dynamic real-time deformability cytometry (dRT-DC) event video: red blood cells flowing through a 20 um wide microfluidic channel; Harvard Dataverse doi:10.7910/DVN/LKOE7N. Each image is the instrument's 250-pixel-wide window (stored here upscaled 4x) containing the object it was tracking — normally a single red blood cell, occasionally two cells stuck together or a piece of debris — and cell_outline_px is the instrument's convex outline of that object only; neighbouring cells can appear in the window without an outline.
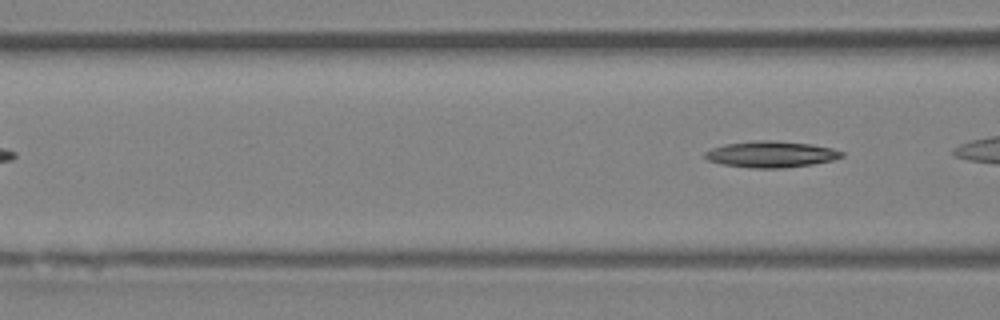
{"species": "Egyptian fruit bat (a non-hibernating species)", "species_latin": "Rousettus aegyptiacus", "temperature_condition": "room temperature", "stored_images_in_passage": 5, "camera_frame_rate_fps": 3000, "um_per_image_px": 0.085, "animal": {"sex": "female"}, "frame": {"image": 1, "passage_image": 5, "time_ms": 4.667, "image_size_px": [1000, 320], "cell_outline_px": [[844, 156], [832, 160], [812, 164], [784, 168], [752, 168], [724, 164], [708, 160], [704, 156], [704, 152], [712, 148], [724, 144], [756, 140], [768, 140], [812, 144], [832, 148], [844, 152]], "centroid_in_image_um": [65.54, 13.11], "position_along_channel_um": 101.1, "area_um2": 20.87}}